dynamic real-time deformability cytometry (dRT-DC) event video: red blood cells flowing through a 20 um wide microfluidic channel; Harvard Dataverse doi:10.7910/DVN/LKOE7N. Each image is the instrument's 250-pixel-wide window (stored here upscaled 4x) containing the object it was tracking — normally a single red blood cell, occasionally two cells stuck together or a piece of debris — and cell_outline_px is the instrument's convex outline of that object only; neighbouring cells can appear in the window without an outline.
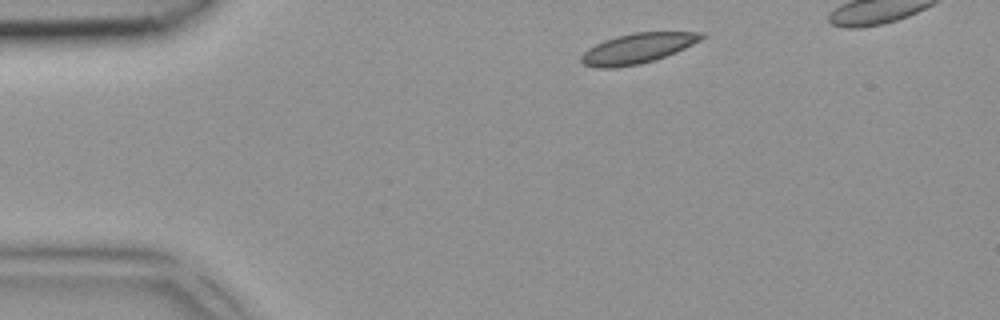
{"species": "common noctule bat (a hibernating species)", "species_latin": "Nyctalus noctula", "temperature_condition": "room temperature", "stored_images_in_passage": 3, "camera_frame_rate_fps": 3000, "um_per_image_px": 0.085, "animal": {"sex": "female", "body_mass_g": 18.4}, "frame": {"image": 1, "passage_image": 1, "time_ms": 0.0, "image_size_px": [1000, 320], "cell_outline_px": [[704, 36], [700, 40], [676, 52], [656, 60], [640, 64], [616, 68], [596, 68], [584, 64], [580, 60], [580, 56], [588, 48], [604, 40], [616, 36], [632, 32], [704, 32]], "centroid_in_image_um": [54.16, 4.12], "position_along_channel_um": 30.8, "area_um2": 21.15}}